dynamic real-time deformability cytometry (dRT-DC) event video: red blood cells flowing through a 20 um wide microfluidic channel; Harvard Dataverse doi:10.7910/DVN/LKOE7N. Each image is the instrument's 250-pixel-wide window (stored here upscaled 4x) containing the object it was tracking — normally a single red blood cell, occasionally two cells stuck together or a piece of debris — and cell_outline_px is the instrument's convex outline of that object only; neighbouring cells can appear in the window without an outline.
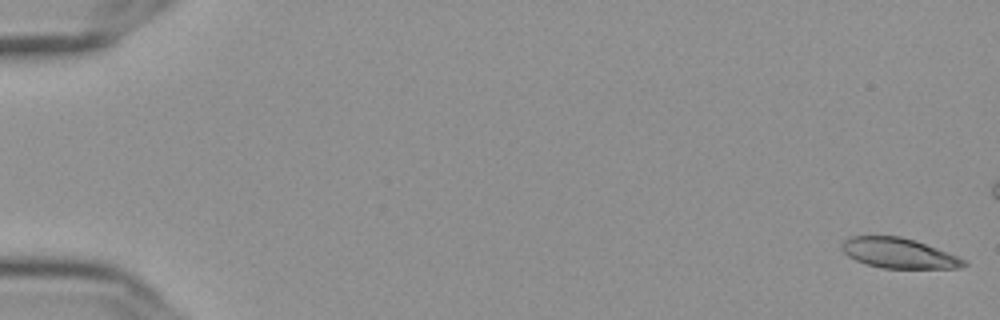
{"species": "Egyptian fruit bat (a non-hibernating species)", "species_latin": "Rousettus aegyptiacus", "temperature_condition": "cold", "stored_images_in_passage": 57, "camera_frame_rate_fps": 3000, "um_per_image_px": 0.085, "frame": {"image": 1, "passage_image": 1, "time_ms": 0.0, "image_size_px": [1000, 320], "cell_outline_px": [[968, 264], [960, 268], [884, 268], [868, 264], [856, 260], [848, 256], [840, 248], [840, 244], [844, 240], [852, 236], [900, 236], [936, 248], [956, 256], [964, 260]], "centroid_in_image_um": [76.34, 21.52], "position_along_channel_um": 8.7, "area_um2": 21.04}}
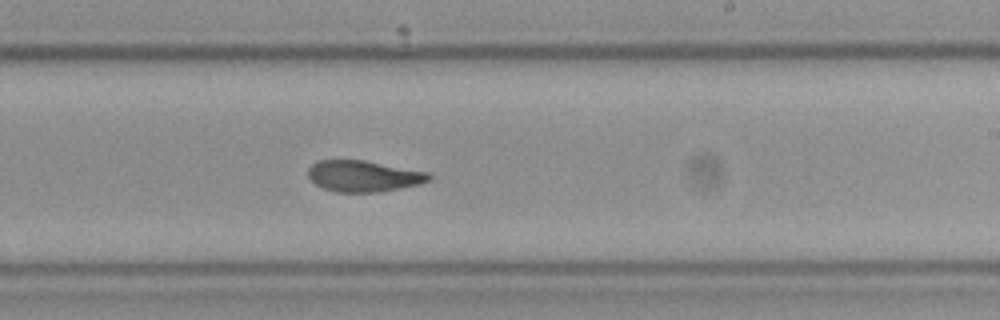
{"frame": {"image": 2, "passage_image": 35, "time_ms": 11.333, "image_size_px": [1000, 320], "cell_outline_px": [[432, 180], [420, 184], [380, 192], [336, 192], [324, 188], [316, 184], [308, 176], [308, 168], [312, 164], [320, 160], [364, 160], [428, 172], [432, 176]], "centroid_in_image_um": [30.93, 14.97], "position_along_channel_um": 258.1, "area_um2": 21.96}}
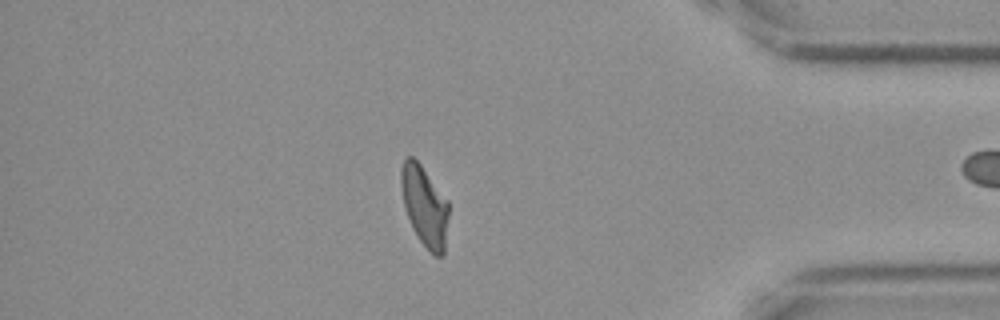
{"frame": {"image": 3, "passage_image": 49, "time_ms": 16.0, "image_size_px": [1000, 320], "cell_outline_px": [[448, 216], [444, 252], [440, 256], [436, 256], [416, 236], [412, 228], [404, 204], [400, 184], [400, 168], [404, 160], [408, 156], [412, 156], [420, 164], [448, 200]], "centroid_in_image_um": [36.08, 17.48], "position_along_channel_um": 399.1, "area_um2": 21.96}, "authors_computed_cell_mechanics": {"area_um2": 22.3108, "velocity_mm_per_s": 3.6387, "shape_relaxation_time_tau1_ms": null, "shape_relaxation_time_tau2_ms": 2.1186, "deformation_change_tau1": null, "deformation_change_tau2": 0.0813}}